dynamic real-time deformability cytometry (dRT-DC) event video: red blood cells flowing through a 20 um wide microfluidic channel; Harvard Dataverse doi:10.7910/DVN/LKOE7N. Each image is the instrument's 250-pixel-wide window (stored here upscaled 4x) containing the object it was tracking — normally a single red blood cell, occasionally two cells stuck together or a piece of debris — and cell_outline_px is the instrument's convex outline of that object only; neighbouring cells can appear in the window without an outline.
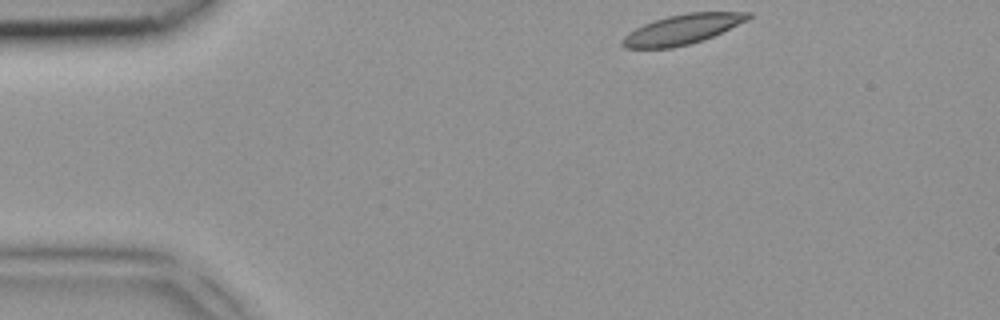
{"species": "common noctule bat (a hibernating species)", "species_latin": "Nyctalus noctula", "temperature_condition": "room temperature", "stored_images_in_passage": 2, "camera_frame_rate_fps": 3000, "um_per_image_px": 0.085, "animal": {"sex": "female", "body_mass_g": 18.4}, "frame": {"image": 1, "passage_image": 1, "time_ms": 0.0, "image_size_px": [1000, 320], "cell_outline_px": [[752, 16], [748, 20], [712, 36], [688, 44], [672, 48], [624, 48], [620, 44], [620, 40], [628, 32], [652, 20], [668, 16], [688, 12], [752, 12]], "centroid_in_image_um": [57.96, 2.49], "position_along_channel_um": 27.0, "area_um2": 21.79}}